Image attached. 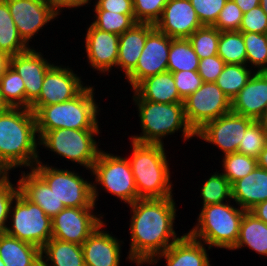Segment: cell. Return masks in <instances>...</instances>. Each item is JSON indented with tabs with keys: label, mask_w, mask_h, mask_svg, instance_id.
Returning <instances> with one entry per match:
<instances>
[{
	"label": "cell",
	"mask_w": 267,
	"mask_h": 266,
	"mask_svg": "<svg viewBox=\"0 0 267 266\" xmlns=\"http://www.w3.org/2000/svg\"><path fill=\"white\" fill-rule=\"evenodd\" d=\"M173 197L138 199L127 205L131 209L130 248L126 257L130 263L149 264L183 236L174 230L178 210Z\"/></svg>",
	"instance_id": "obj_1"
},
{
	"label": "cell",
	"mask_w": 267,
	"mask_h": 266,
	"mask_svg": "<svg viewBox=\"0 0 267 266\" xmlns=\"http://www.w3.org/2000/svg\"><path fill=\"white\" fill-rule=\"evenodd\" d=\"M39 147L36 117L30 109L8 107L0 112V162L9 171L33 169L41 160Z\"/></svg>",
	"instance_id": "obj_2"
},
{
	"label": "cell",
	"mask_w": 267,
	"mask_h": 266,
	"mask_svg": "<svg viewBox=\"0 0 267 266\" xmlns=\"http://www.w3.org/2000/svg\"><path fill=\"white\" fill-rule=\"evenodd\" d=\"M132 154L127 158L138 193V199H163L173 196L170 163L163 144L131 140Z\"/></svg>",
	"instance_id": "obj_3"
},
{
	"label": "cell",
	"mask_w": 267,
	"mask_h": 266,
	"mask_svg": "<svg viewBox=\"0 0 267 266\" xmlns=\"http://www.w3.org/2000/svg\"><path fill=\"white\" fill-rule=\"evenodd\" d=\"M95 88L86 87L73 99L45 106H30L35 114L37 132L65 129H100V108L95 98Z\"/></svg>",
	"instance_id": "obj_4"
},
{
	"label": "cell",
	"mask_w": 267,
	"mask_h": 266,
	"mask_svg": "<svg viewBox=\"0 0 267 266\" xmlns=\"http://www.w3.org/2000/svg\"><path fill=\"white\" fill-rule=\"evenodd\" d=\"M133 102L138 108L142 132L139 135H131V140L164 145L163 139L178 131H182L181 137L184 142L196 136L186 120L184 103H158L147 100Z\"/></svg>",
	"instance_id": "obj_5"
},
{
	"label": "cell",
	"mask_w": 267,
	"mask_h": 266,
	"mask_svg": "<svg viewBox=\"0 0 267 266\" xmlns=\"http://www.w3.org/2000/svg\"><path fill=\"white\" fill-rule=\"evenodd\" d=\"M231 201L203 206L197 223L187 232L192 238L212 247L231 250L237 243L242 217L246 210ZM237 207V208H236Z\"/></svg>",
	"instance_id": "obj_6"
},
{
	"label": "cell",
	"mask_w": 267,
	"mask_h": 266,
	"mask_svg": "<svg viewBox=\"0 0 267 266\" xmlns=\"http://www.w3.org/2000/svg\"><path fill=\"white\" fill-rule=\"evenodd\" d=\"M100 129H55L48 132H37L39 145L56 153L66 161L80 164L86 170H92L101 151L100 142L96 141Z\"/></svg>",
	"instance_id": "obj_7"
},
{
	"label": "cell",
	"mask_w": 267,
	"mask_h": 266,
	"mask_svg": "<svg viewBox=\"0 0 267 266\" xmlns=\"http://www.w3.org/2000/svg\"><path fill=\"white\" fill-rule=\"evenodd\" d=\"M90 173L95 177V181L92 182L95 204L99 199L97 188L100 185L107 194H112L127 205L138 200L134 175L126 156L114 155L101 149Z\"/></svg>",
	"instance_id": "obj_8"
},
{
	"label": "cell",
	"mask_w": 267,
	"mask_h": 266,
	"mask_svg": "<svg viewBox=\"0 0 267 266\" xmlns=\"http://www.w3.org/2000/svg\"><path fill=\"white\" fill-rule=\"evenodd\" d=\"M8 220L6 234L40 249L52 238V218L20 192L11 204Z\"/></svg>",
	"instance_id": "obj_9"
},
{
	"label": "cell",
	"mask_w": 267,
	"mask_h": 266,
	"mask_svg": "<svg viewBox=\"0 0 267 266\" xmlns=\"http://www.w3.org/2000/svg\"><path fill=\"white\" fill-rule=\"evenodd\" d=\"M33 169L47 182L65 207H96L92 181H87L79 172L52 167L40 160Z\"/></svg>",
	"instance_id": "obj_10"
},
{
	"label": "cell",
	"mask_w": 267,
	"mask_h": 266,
	"mask_svg": "<svg viewBox=\"0 0 267 266\" xmlns=\"http://www.w3.org/2000/svg\"><path fill=\"white\" fill-rule=\"evenodd\" d=\"M184 110L189 126L196 133L207 122L231 112V100L215 82H203L184 100Z\"/></svg>",
	"instance_id": "obj_11"
},
{
	"label": "cell",
	"mask_w": 267,
	"mask_h": 266,
	"mask_svg": "<svg viewBox=\"0 0 267 266\" xmlns=\"http://www.w3.org/2000/svg\"><path fill=\"white\" fill-rule=\"evenodd\" d=\"M95 207H65L52 218V238L82 245L102 223Z\"/></svg>",
	"instance_id": "obj_12"
},
{
	"label": "cell",
	"mask_w": 267,
	"mask_h": 266,
	"mask_svg": "<svg viewBox=\"0 0 267 266\" xmlns=\"http://www.w3.org/2000/svg\"><path fill=\"white\" fill-rule=\"evenodd\" d=\"M255 120L234 112H229L219 118L207 122L196 132V138L216 145L224 155L238 151L241 139L247 128Z\"/></svg>",
	"instance_id": "obj_13"
},
{
	"label": "cell",
	"mask_w": 267,
	"mask_h": 266,
	"mask_svg": "<svg viewBox=\"0 0 267 266\" xmlns=\"http://www.w3.org/2000/svg\"><path fill=\"white\" fill-rule=\"evenodd\" d=\"M171 38L154 27L147 35L136 67L125 77L133 90L145 78L168 71Z\"/></svg>",
	"instance_id": "obj_14"
},
{
	"label": "cell",
	"mask_w": 267,
	"mask_h": 266,
	"mask_svg": "<svg viewBox=\"0 0 267 266\" xmlns=\"http://www.w3.org/2000/svg\"><path fill=\"white\" fill-rule=\"evenodd\" d=\"M23 41L29 45L44 26L58 18L48 0H5Z\"/></svg>",
	"instance_id": "obj_15"
},
{
	"label": "cell",
	"mask_w": 267,
	"mask_h": 266,
	"mask_svg": "<svg viewBox=\"0 0 267 266\" xmlns=\"http://www.w3.org/2000/svg\"><path fill=\"white\" fill-rule=\"evenodd\" d=\"M71 67L53 64L43 80L39 97L31 106H45L73 99L86 86Z\"/></svg>",
	"instance_id": "obj_16"
},
{
	"label": "cell",
	"mask_w": 267,
	"mask_h": 266,
	"mask_svg": "<svg viewBox=\"0 0 267 266\" xmlns=\"http://www.w3.org/2000/svg\"><path fill=\"white\" fill-rule=\"evenodd\" d=\"M44 56L31 46L28 51L9 57V65L24 82L27 109L39 97L46 72L54 64Z\"/></svg>",
	"instance_id": "obj_17"
},
{
	"label": "cell",
	"mask_w": 267,
	"mask_h": 266,
	"mask_svg": "<svg viewBox=\"0 0 267 266\" xmlns=\"http://www.w3.org/2000/svg\"><path fill=\"white\" fill-rule=\"evenodd\" d=\"M201 24L190 0H169L155 27L172 39H188Z\"/></svg>",
	"instance_id": "obj_18"
},
{
	"label": "cell",
	"mask_w": 267,
	"mask_h": 266,
	"mask_svg": "<svg viewBox=\"0 0 267 266\" xmlns=\"http://www.w3.org/2000/svg\"><path fill=\"white\" fill-rule=\"evenodd\" d=\"M86 32L84 48L89 67L99 74L109 75L113 67L117 68L119 35L102 31L92 24Z\"/></svg>",
	"instance_id": "obj_19"
},
{
	"label": "cell",
	"mask_w": 267,
	"mask_h": 266,
	"mask_svg": "<svg viewBox=\"0 0 267 266\" xmlns=\"http://www.w3.org/2000/svg\"><path fill=\"white\" fill-rule=\"evenodd\" d=\"M105 223L102 222L82 244L85 266H120L124 242L103 230Z\"/></svg>",
	"instance_id": "obj_20"
},
{
	"label": "cell",
	"mask_w": 267,
	"mask_h": 266,
	"mask_svg": "<svg viewBox=\"0 0 267 266\" xmlns=\"http://www.w3.org/2000/svg\"><path fill=\"white\" fill-rule=\"evenodd\" d=\"M267 107V72H254L231 101V111L259 121Z\"/></svg>",
	"instance_id": "obj_21"
},
{
	"label": "cell",
	"mask_w": 267,
	"mask_h": 266,
	"mask_svg": "<svg viewBox=\"0 0 267 266\" xmlns=\"http://www.w3.org/2000/svg\"><path fill=\"white\" fill-rule=\"evenodd\" d=\"M205 246L207 247L203 242L184 233L178 241L157 255L149 264L157 265L160 259L164 258L166 266H212Z\"/></svg>",
	"instance_id": "obj_22"
},
{
	"label": "cell",
	"mask_w": 267,
	"mask_h": 266,
	"mask_svg": "<svg viewBox=\"0 0 267 266\" xmlns=\"http://www.w3.org/2000/svg\"><path fill=\"white\" fill-rule=\"evenodd\" d=\"M21 171L19 192L30 202L38 205L47 216L53 218L65 208L62 201L51 190L47 182L34 170Z\"/></svg>",
	"instance_id": "obj_23"
},
{
	"label": "cell",
	"mask_w": 267,
	"mask_h": 266,
	"mask_svg": "<svg viewBox=\"0 0 267 266\" xmlns=\"http://www.w3.org/2000/svg\"><path fill=\"white\" fill-rule=\"evenodd\" d=\"M154 27L151 23L137 22L119 35L117 69L123 70L125 77L136 67L147 35Z\"/></svg>",
	"instance_id": "obj_24"
},
{
	"label": "cell",
	"mask_w": 267,
	"mask_h": 266,
	"mask_svg": "<svg viewBox=\"0 0 267 266\" xmlns=\"http://www.w3.org/2000/svg\"><path fill=\"white\" fill-rule=\"evenodd\" d=\"M231 190V201L249 211L256 204L267 200V170L256 166L247 176L235 181Z\"/></svg>",
	"instance_id": "obj_25"
},
{
	"label": "cell",
	"mask_w": 267,
	"mask_h": 266,
	"mask_svg": "<svg viewBox=\"0 0 267 266\" xmlns=\"http://www.w3.org/2000/svg\"><path fill=\"white\" fill-rule=\"evenodd\" d=\"M133 100L158 103H184L180 98L172 72L165 71L142 80L133 90Z\"/></svg>",
	"instance_id": "obj_26"
},
{
	"label": "cell",
	"mask_w": 267,
	"mask_h": 266,
	"mask_svg": "<svg viewBox=\"0 0 267 266\" xmlns=\"http://www.w3.org/2000/svg\"><path fill=\"white\" fill-rule=\"evenodd\" d=\"M0 258L5 266H41V249L4 232L0 233Z\"/></svg>",
	"instance_id": "obj_27"
},
{
	"label": "cell",
	"mask_w": 267,
	"mask_h": 266,
	"mask_svg": "<svg viewBox=\"0 0 267 266\" xmlns=\"http://www.w3.org/2000/svg\"><path fill=\"white\" fill-rule=\"evenodd\" d=\"M41 266H85L82 245L51 238L41 248Z\"/></svg>",
	"instance_id": "obj_28"
},
{
	"label": "cell",
	"mask_w": 267,
	"mask_h": 266,
	"mask_svg": "<svg viewBox=\"0 0 267 266\" xmlns=\"http://www.w3.org/2000/svg\"><path fill=\"white\" fill-rule=\"evenodd\" d=\"M243 247L250 248L260 256H267V224L250 211L244 212L239 237L231 251L243 249Z\"/></svg>",
	"instance_id": "obj_29"
},
{
	"label": "cell",
	"mask_w": 267,
	"mask_h": 266,
	"mask_svg": "<svg viewBox=\"0 0 267 266\" xmlns=\"http://www.w3.org/2000/svg\"><path fill=\"white\" fill-rule=\"evenodd\" d=\"M28 46L20 37L5 0H0V51L9 57L28 51Z\"/></svg>",
	"instance_id": "obj_30"
},
{
	"label": "cell",
	"mask_w": 267,
	"mask_h": 266,
	"mask_svg": "<svg viewBox=\"0 0 267 266\" xmlns=\"http://www.w3.org/2000/svg\"><path fill=\"white\" fill-rule=\"evenodd\" d=\"M199 57L188 39H172L168 54V71H197Z\"/></svg>",
	"instance_id": "obj_31"
},
{
	"label": "cell",
	"mask_w": 267,
	"mask_h": 266,
	"mask_svg": "<svg viewBox=\"0 0 267 266\" xmlns=\"http://www.w3.org/2000/svg\"><path fill=\"white\" fill-rule=\"evenodd\" d=\"M252 70L247 65L225 64L215 83L232 101L254 74Z\"/></svg>",
	"instance_id": "obj_32"
},
{
	"label": "cell",
	"mask_w": 267,
	"mask_h": 266,
	"mask_svg": "<svg viewBox=\"0 0 267 266\" xmlns=\"http://www.w3.org/2000/svg\"><path fill=\"white\" fill-rule=\"evenodd\" d=\"M217 55L220 56L226 64L246 65V47L242 32H220Z\"/></svg>",
	"instance_id": "obj_33"
},
{
	"label": "cell",
	"mask_w": 267,
	"mask_h": 266,
	"mask_svg": "<svg viewBox=\"0 0 267 266\" xmlns=\"http://www.w3.org/2000/svg\"><path fill=\"white\" fill-rule=\"evenodd\" d=\"M0 92L8 107L26 108L24 82L22 77L10 65L0 77Z\"/></svg>",
	"instance_id": "obj_34"
},
{
	"label": "cell",
	"mask_w": 267,
	"mask_h": 266,
	"mask_svg": "<svg viewBox=\"0 0 267 266\" xmlns=\"http://www.w3.org/2000/svg\"><path fill=\"white\" fill-rule=\"evenodd\" d=\"M242 36L246 47V65L254 72H267V34L242 32Z\"/></svg>",
	"instance_id": "obj_35"
},
{
	"label": "cell",
	"mask_w": 267,
	"mask_h": 266,
	"mask_svg": "<svg viewBox=\"0 0 267 266\" xmlns=\"http://www.w3.org/2000/svg\"><path fill=\"white\" fill-rule=\"evenodd\" d=\"M205 180L206 181L202 184L200 190L202 207L232 200L231 184L222 173L216 171L208 179Z\"/></svg>",
	"instance_id": "obj_36"
},
{
	"label": "cell",
	"mask_w": 267,
	"mask_h": 266,
	"mask_svg": "<svg viewBox=\"0 0 267 266\" xmlns=\"http://www.w3.org/2000/svg\"><path fill=\"white\" fill-rule=\"evenodd\" d=\"M93 11L95 19L91 24L102 31L121 35L137 23L134 14H121L106 10Z\"/></svg>",
	"instance_id": "obj_37"
},
{
	"label": "cell",
	"mask_w": 267,
	"mask_h": 266,
	"mask_svg": "<svg viewBox=\"0 0 267 266\" xmlns=\"http://www.w3.org/2000/svg\"><path fill=\"white\" fill-rule=\"evenodd\" d=\"M221 172L232 185L238 179H241L251 173L257 166V159L235 152L222 156Z\"/></svg>",
	"instance_id": "obj_38"
},
{
	"label": "cell",
	"mask_w": 267,
	"mask_h": 266,
	"mask_svg": "<svg viewBox=\"0 0 267 266\" xmlns=\"http://www.w3.org/2000/svg\"><path fill=\"white\" fill-rule=\"evenodd\" d=\"M220 32L213 26H202L188 38L199 59L217 55Z\"/></svg>",
	"instance_id": "obj_39"
},
{
	"label": "cell",
	"mask_w": 267,
	"mask_h": 266,
	"mask_svg": "<svg viewBox=\"0 0 267 266\" xmlns=\"http://www.w3.org/2000/svg\"><path fill=\"white\" fill-rule=\"evenodd\" d=\"M266 144L267 130L259 121H254L244 133L237 152L257 159Z\"/></svg>",
	"instance_id": "obj_40"
},
{
	"label": "cell",
	"mask_w": 267,
	"mask_h": 266,
	"mask_svg": "<svg viewBox=\"0 0 267 266\" xmlns=\"http://www.w3.org/2000/svg\"><path fill=\"white\" fill-rule=\"evenodd\" d=\"M169 0H133L135 21L154 24L161 18Z\"/></svg>",
	"instance_id": "obj_41"
},
{
	"label": "cell",
	"mask_w": 267,
	"mask_h": 266,
	"mask_svg": "<svg viewBox=\"0 0 267 266\" xmlns=\"http://www.w3.org/2000/svg\"><path fill=\"white\" fill-rule=\"evenodd\" d=\"M243 12L233 0H227L213 27L219 31H239Z\"/></svg>",
	"instance_id": "obj_42"
},
{
	"label": "cell",
	"mask_w": 267,
	"mask_h": 266,
	"mask_svg": "<svg viewBox=\"0 0 267 266\" xmlns=\"http://www.w3.org/2000/svg\"><path fill=\"white\" fill-rule=\"evenodd\" d=\"M203 26H213L227 0H190Z\"/></svg>",
	"instance_id": "obj_43"
},
{
	"label": "cell",
	"mask_w": 267,
	"mask_h": 266,
	"mask_svg": "<svg viewBox=\"0 0 267 266\" xmlns=\"http://www.w3.org/2000/svg\"><path fill=\"white\" fill-rule=\"evenodd\" d=\"M8 176L0 184V233H4L8 223L10 207L19 192L18 183L13 184Z\"/></svg>",
	"instance_id": "obj_44"
},
{
	"label": "cell",
	"mask_w": 267,
	"mask_h": 266,
	"mask_svg": "<svg viewBox=\"0 0 267 266\" xmlns=\"http://www.w3.org/2000/svg\"><path fill=\"white\" fill-rule=\"evenodd\" d=\"M175 80V86L179 92L180 98L184 101L192 93H195L203 81L198 71H179L172 72Z\"/></svg>",
	"instance_id": "obj_45"
},
{
	"label": "cell",
	"mask_w": 267,
	"mask_h": 266,
	"mask_svg": "<svg viewBox=\"0 0 267 266\" xmlns=\"http://www.w3.org/2000/svg\"><path fill=\"white\" fill-rule=\"evenodd\" d=\"M239 32L267 34V15L260 5L243 14Z\"/></svg>",
	"instance_id": "obj_46"
},
{
	"label": "cell",
	"mask_w": 267,
	"mask_h": 266,
	"mask_svg": "<svg viewBox=\"0 0 267 266\" xmlns=\"http://www.w3.org/2000/svg\"><path fill=\"white\" fill-rule=\"evenodd\" d=\"M225 62L218 55H213L199 60L198 74L203 82H215L222 72Z\"/></svg>",
	"instance_id": "obj_47"
},
{
	"label": "cell",
	"mask_w": 267,
	"mask_h": 266,
	"mask_svg": "<svg viewBox=\"0 0 267 266\" xmlns=\"http://www.w3.org/2000/svg\"><path fill=\"white\" fill-rule=\"evenodd\" d=\"M121 14H134L133 0H96L94 9Z\"/></svg>",
	"instance_id": "obj_48"
},
{
	"label": "cell",
	"mask_w": 267,
	"mask_h": 266,
	"mask_svg": "<svg viewBox=\"0 0 267 266\" xmlns=\"http://www.w3.org/2000/svg\"><path fill=\"white\" fill-rule=\"evenodd\" d=\"M52 6L53 11L57 16L61 14L64 8H80L82 6L90 5L92 0H48ZM89 3V4H88Z\"/></svg>",
	"instance_id": "obj_49"
},
{
	"label": "cell",
	"mask_w": 267,
	"mask_h": 266,
	"mask_svg": "<svg viewBox=\"0 0 267 266\" xmlns=\"http://www.w3.org/2000/svg\"><path fill=\"white\" fill-rule=\"evenodd\" d=\"M249 211L267 224V200L256 204Z\"/></svg>",
	"instance_id": "obj_50"
},
{
	"label": "cell",
	"mask_w": 267,
	"mask_h": 266,
	"mask_svg": "<svg viewBox=\"0 0 267 266\" xmlns=\"http://www.w3.org/2000/svg\"><path fill=\"white\" fill-rule=\"evenodd\" d=\"M243 13L260 5V0H233Z\"/></svg>",
	"instance_id": "obj_51"
},
{
	"label": "cell",
	"mask_w": 267,
	"mask_h": 266,
	"mask_svg": "<svg viewBox=\"0 0 267 266\" xmlns=\"http://www.w3.org/2000/svg\"><path fill=\"white\" fill-rule=\"evenodd\" d=\"M257 166L263 168L264 170H267V144L257 158Z\"/></svg>",
	"instance_id": "obj_52"
},
{
	"label": "cell",
	"mask_w": 267,
	"mask_h": 266,
	"mask_svg": "<svg viewBox=\"0 0 267 266\" xmlns=\"http://www.w3.org/2000/svg\"><path fill=\"white\" fill-rule=\"evenodd\" d=\"M9 66V56L0 51V77L4 74L5 69Z\"/></svg>",
	"instance_id": "obj_53"
},
{
	"label": "cell",
	"mask_w": 267,
	"mask_h": 266,
	"mask_svg": "<svg viewBox=\"0 0 267 266\" xmlns=\"http://www.w3.org/2000/svg\"><path fill=\"white\" fill-rule=\"evenodd\" d=\"M9 173L6 167H0V184L9 176Z\"/></svg>",
	"instance_id": "obj_54"
},
{
	"label": "cell",
	"mask_w": 267,
	"mask_h": 266,
	"mask_svg": "<svg viewBox=\"0 0 267 266\" xmlns=\"http://www.w3.org/2000/svg\"><path fill=\"white\" fill-rule=\"evenodd\" d=\"M261 125L267 130V107L263 114V116L259 119Z\"/></svg>",
	"instance_id": "obj_55"
},
{
	"label": "cell",
	"mask_w": 267,
	"mask_h": 266,
	"mask_svg": "<svg viewBox=\"0 0 267 266\" xmlns=\"http://www.w3.org/2000/svg\"><path fill=\"white\" fill-rule=\"evenodd\" d=\"M8 108L7 104L3 101L0 92V112L5 111Z\"/></svg>",
	"instance_id": "obj_56"
},
{
	"label": "cell",
	"mask_w": 267,
	"mask_h": 266,
	"mask_svg": "<svg viewBox=\"0 0 267 266\" xmlns=\"http://www.w3.org/2000/svg\"><path fill=\"white\" fill-rule=\"evenodd\" d=\"M260 6L262 10L265 12V14L267 15V0H260Z\"/></svg>",
	"instance_id": "obj_57"
},
{
	"label": "cell",
	"mask_w": 267,
	"mask_h": 266,
	"mask_svg": "<svg viewBox=\"0 0 267 266\" xmlns=\"http://www.w3.org/2000/svg\"><path fill=\"white\" fill-rule=\"evenodd\" d=\"M0 266H5L4 262L2 261V259L0 258Z\"/></svg>",
	"instance_id": "obj_58"
}]
</instances>
